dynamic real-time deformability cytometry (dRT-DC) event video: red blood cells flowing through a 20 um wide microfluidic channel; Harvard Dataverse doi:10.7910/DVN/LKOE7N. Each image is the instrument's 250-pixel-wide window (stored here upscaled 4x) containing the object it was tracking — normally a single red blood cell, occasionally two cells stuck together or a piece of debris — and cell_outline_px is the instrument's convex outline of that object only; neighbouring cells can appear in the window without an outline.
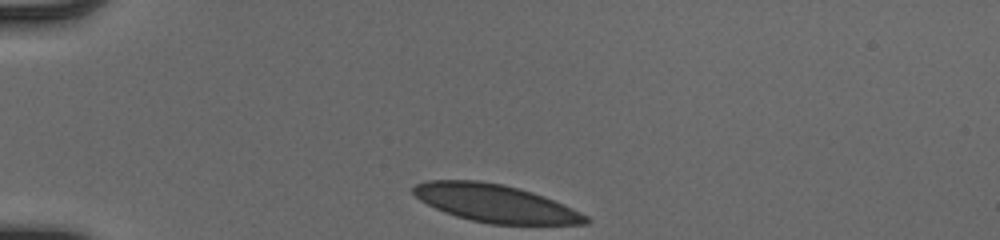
{"species": "human", "species_latin": "Homo sapiens", "temperature_condition": "cold", "stored_images_in_passage": 32, "camera_frame_rate_fps": 3000, "um_per_image_px": 0.085, "donor": {"sex": "male"}, "frame": {"image": 1, "passage_image": 1, "time_ms": 0.0, "image_size_px": [1000, 240], "cell_outline_px": [[592, 220], [588, 224], [492, 224], [472, 220], [456, 216], [444, 212], [420, 200], [412, 192], [412, 188], [416, 184], [428, 180], [476, 180], [500, 184], [532, 192], [544, 196], [564, 204], [588, 216]], "centroid_in_image_um": [42.12, 17.28], "position_along_channel_um": 42.9, "area_um2": 37.63}}
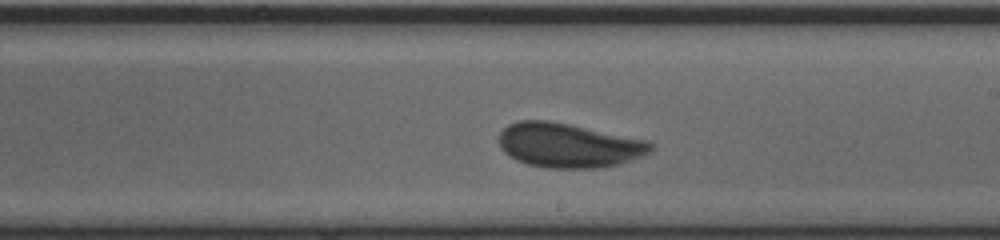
{"frame": {"image": 2, "passage_image": 19, "time_ms": 6.0, "image_size_px": [1000, 240], "cell_outline_px": [[652, 148], [648, 152], [640, 156], [620, 164], [600, 168], [544, 168], [528, 164], [516, 160], [504, 152], [500, 148], [500, 132], [508, 124], [516, 120], [548, 120], [648, 140], [652, 144]], "centroid_in_image_um": [48.29, 12.35], "position_along_channel_um": 240.7, "area_um2": 39.19}}
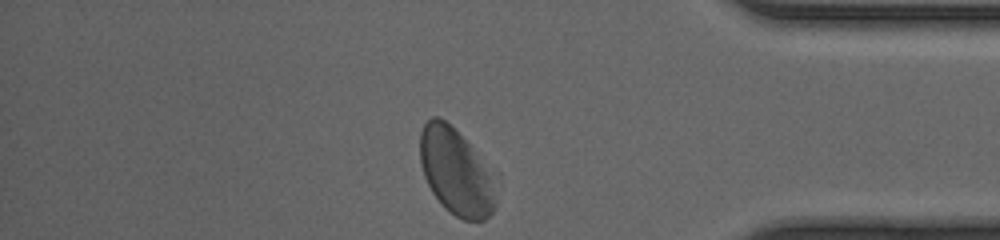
{"frame": {"image": 3, "passage_image": 32, "time_ms": 10.333, "image_size_px": [1000, 240], "cell_outline_px": [[500, 176], [496, 208], [484, 220], [464, 220], [456, 216], [444, 208], [440, 204], [432, 192], [424, 176], [420, 164], [420, 132], [424, 124], [432, 116], [440, 116]], "centroid_in_image_um": [38.84, 14.65], "position_along_channel_um": 396.4, "area_um2": 39.19}, "authors_computed_cell_mechanics": {"area_um2": 38.8416, "velocity_mm_per_s": 4.0368, "shape_relaxation_time_tau1_ms": 4.8086, "shape_relaxation_time_tau2_ms": 0.8061, "deformation_change_tau1": 0.1381, "deformation_change_tau2": 0.0528}}